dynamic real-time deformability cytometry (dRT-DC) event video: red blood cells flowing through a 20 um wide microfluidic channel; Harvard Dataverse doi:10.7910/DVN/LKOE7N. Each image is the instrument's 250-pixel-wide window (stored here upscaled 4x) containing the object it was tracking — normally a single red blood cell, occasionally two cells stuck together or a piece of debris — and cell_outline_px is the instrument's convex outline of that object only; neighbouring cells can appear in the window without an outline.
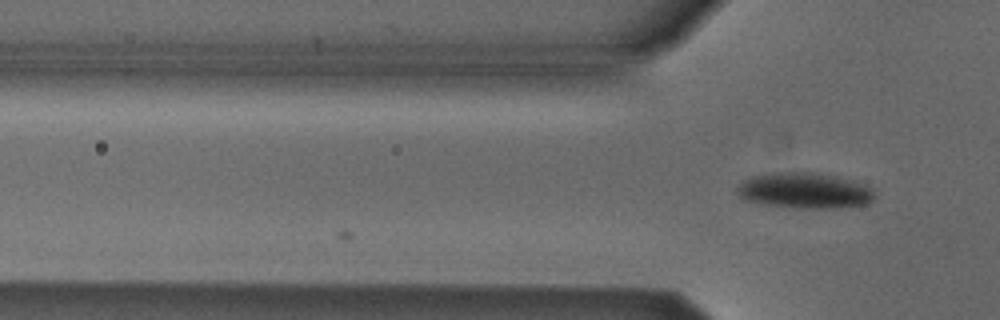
{"species": "Egyptian fruit bat (a non-hibernating species)", "species_latin": "Rousettus aegyptiacus", "temperature_condition": "cold", "stored_images_in_passage": 3, "camera_frame_rate_fps": 3000, "um_per_image_px": 0.085, "animal": {"sex": "male"}, "frame": {"image": 1, "passage_image": 3, "time_ms": 0.667, "image_size_px": [1000, 320], "cell_outline_px": [[876, 196], [868, 204], [836, 208], [796, 208], [760, 204], [740, 200], [736, 192], [736, 188], [744, 180], [752, 176], [772, 172], [812, 172], [836, 176], [864, 184], [872, 188]], "centroid_in_image_um": [68.35, 16.21], "position_along_channel_um": 57.5, "area_um2": 29.07}}